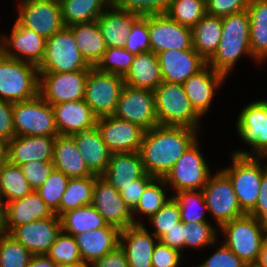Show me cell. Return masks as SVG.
<instances>
[{
	"label": "cell",
	"instance_id": "6da1fadb",
	"mask_svg": "<svg viewBox=\"0 0 267 267\" xmlns=\"http://www.w3.org/2000/svg\"><path fill=\"white\" fill-rule=\"evenodd\" d=\"M197 133L188 127L164 125L145 131L139 154L146 173L163 178L197 140Z\"/></svg>",
	"mask_w": 267,
	"mask_h": 267
},
{
	"label": "cell",
	"instance_id": "7a4b0ae2",
	"mask_svg": "<svg viewBox=\"0 0 267 267\" xmlns=\"http://www.w3.org/2000/svg\"><path fill=\"white\" fill-rule=\"evenodd\" d=\"M243 54L257 62L250 48V19L247 10L222 17L221 40L207 64L228 77Z\"/></svg>",
	"mask_w": 267,
	"mask_h": 267
},
{
	"label": "cell",
	"instance_id": "3957f363",
	"mask_svg": "<svg viewBox=\"0 0 267 267\" xmlns=\"http://www.w3.org/2000/svg\"><path fill=\"white\" fill-rule=\"evenodd\" d=\"M153 92L159 125L200 130L198 128L202 117L191 106L183 84L163 81Z\"/></svg>",
	"mask_w": 267,
	"mask_h": 267
},
{
	"label": "cell",
	"instance_id": "277c9868",
	"mask_svg": "<svg viewBox=\"0 0 267 267\" xmlns=\"http://www.w3.org/2000/svg\"><path fill=\"white\" fill-rule=\"evenodd\" d=\"M38 94L37 65L6 57L0 51V99L15 103L33 99Z\"/></svg>",
	"mask_w": 267,
	"mask_h": 267
},
{
	"label": "cell",
	"instance_id": "5b68a950",
	"mask_svg": "<svg viewBox=\"0 0 267 267\" xmlns=\"http://www.w3.org/2000/svg\"><path fill=\"white\" fill-rule=\"evenodd\" d=\"M219 229L226 236L223 243L244 263L253 267L258 261L267 234L256 217L245 214L223 224Z\"/></svg>",
	"mask_w": 267,
	"mask_h": 267
},
{
	"label": "cell",
	"instance_id": "8992f818",
	"mask_svg": "<svg viewBox=\"0 0 267 267\" xmlns=\"http://www.w3.org/2000/svg\"><path fill=\"white\" fill-rule=\"evenodd\" d=\"M91 67L77 48L72 31L66 26L46 39L43 58L37 65L38 73H69Z\"/></svg>",
	"mask_w": 267,
	"mask_h": 267
},
{
	"label": "cell",
	"instance_id": "52a82bcc",
	"mask_svg": "<svg viewBox=\"0 0 267 267\" xmlns=\"http://www.w3.org/2000/svg\"><path fill=\"white\" fill-rule=\"evenodd\" d=\"M262 159L232 154L231 166L222 169L229 176L241 209L246 214L256 205L261 180L267 171V164L262 166Z\"/></svg>",
	"mask_w": 267,
	"mask_h": 267
},
{
	"label": "cell",
	"instance_id": "ba28073f",
	"mask_svg": "<svg viewBox=\"0 0 267 267\" xmlns=\"http://www.w3.org/2000/svg\"><path fill=\"white\" fill-rule=\"evenodd\" d=\"M13 126L15 136L59 135L53 108L39 94L13 103Z\"/></svg>",
	"mask_w": 267,
	"mask_h": 267
},
{
	"label": "cell",
	"instance_id": "9c48e42d",
	"mask_svg": "<svg viewBox=\"0 0 267 267\" xmlns=\"http://www.w3.org/2000/svg\"><path fill=\"white\" fill-rule=\"evenodd\" d=\"M198 139L178 158L162 178L175 192L203 190L210 178V168L200 152Z\"/></svg>",
	"mask_w": 267,
	"mask_h": 267
},
{
	"label": "cell",
	"instance_id": "30bf717a",
	"mask_svg": "<svg viewBox=\"0 0 267 267\" xmlns=\"http://www.w3.org/2000/svg\"><path fill=\"white\" fill-rule=\"evenodd\" d=\"M215 172L207 180L202 192L207 211L213 216L216 225L221 227L246 213L241 209L229 176L222 169Z\"/></svg>",
	"mask_w": 267,
	"mask_h": 267
},
{
	"label": "cell",
	"instance_id": "8fae6325",
	"mask_svg": "<svg viewBox=\"0 0 267 267\" xmlns=\"http://www.w3.org/2000/svg\"><path fill=\"white\" fill-rule=\"evenodd\" d=\"M236 122L237 133L251 151L238 150L232 154L267 158V100L244 106Z\"/></svg>",
	"mask_w": 267,
	"mask_h": 267
},
{
	"label": "cell",
	"instance_id": "7c38bea8",
	"mask_svg": "<svg viewBox=\"0 0 267 267\" xmlns=\"http://www.w3.org/2000/svg\"><path fill=\"white\" fill-rule=\"evenodd\" d=\"M124 85L123 76L91 67L86 80L84 100L98 118L111 116Z\"/></svg>",
	"mask_w": 267,
	"mask_h": 267
},
{
	"label": "cell",
	"instance_id": "4fadbf2b",
	"mask_svg": "<svg viewBox=\"0 0 267 267\" xmlns=\"http://www.w3.org/2000/svg\"><path fill=\"white\" fill-rule=\"evenodd\" d=\"M16 21L48 39L63 27L59 0H21Z\"/></svg>",
	"mask_w": 267,
	"mask_h": 267
},
{
	"label": "cell",
	"instance_id": "5bb4252c",
	"mask_svg": "<svg viewBox=\"0 0 267 267\" xmlns=\"http://www.w3.org/2000/svg\"><path fill=\"white\" fill-rule=\"evenodd\" d=\"M113 116L150 130L159 125L154 92L149 89L123 86Z\"/></svg>",
	"mask_w": 267,
	"mask_h": 267
},
{
	"label": "cell",
	"instance_id": "9a60e30c",
	"mask_svg": "<svg viewBox=\"0 0 267 267\" xmlns=\"http://www.w3.org/2000/svg\"><path fill=\"white\" fill-rule=\"evenodd\" d=\"M89 70L39 73V95L51 106L84 99Z\"/></svg>",
	"mask_w": 267,
	"mask_h": 267
},
{
	"label": "cell",
	"instance_id": "2e32d148",
	"mask_svg": "<svg viewBox=\"0 0 267 267\" xmlns=\"http://www.w3.org/2000/svg\"><path fill=\"white\" fill-rule=\"evenodd\" d=\"M149 40L155 54L193 48L192 28L179 24L166 13L149 15Z\"/></svg>",
	"mask_w": 267,
	"mask_h": 267
},
{
	"label": "cell",
	"instance_id": "e0dca14e",
	"mask_svg": "<svg viewBox=\"0 0 267 267\" xmlns=\"http://www.w3.org/2000/svg\"><path fill=\"white\" fill-rule=\"evenodd\" d=\"M96 128L111 153L139 152L146 131L113 115L98 118Z\"/></svg>",
	"mask_w": 267,
	"mask_h": 267
},
{
	"label": "cell",
	"instance_id": "ac0fdd59",
	"mask_svg": "<svg viewBox=\"0 0 267 267\" xmlns=\"http://www.w3.org/2000/svg\"><path fill=\"white\" fill-rule=\"evenodd\" d=\"M46 39L34 30L21 26L17 21L11 34L0 36V51L9 58L38 65L44 55ZM14 50V51H12Z\"/></svg>",
	"mask_w": 267,
	"mask_h": 267
},
{
	"label": "cell",
	"instance_id": "d6986e66",
	"mask_svg": "<svg viewBox=\"0 0 267 267\" xmlns=\"http://www.w3.org/2000/svg\"><path fill=\"white\" fill-rule=\"evenodd\" d=\"M91 205L108 224L120 230L135 225L132 211L122 199L120 192L101 176L95 180Z\"/></svg>",
	"mask_w": 267,
	"mask_h": 267
},
{
	"label": "cell",
	"instance_id": "ffe728a7",
	"mask_svg": "<svg viewBox=\"0 0 267 267\" xmlns=\"http://www.w3.org/2000/svg\"><path fill=\"white\" fill-rule=\"evenodd\" d=\"M62 231L61 218L56 214L15 227L9 234L32 255H46Z\"/></svg>",
	"mask_w": 267,
	"mask_h": 267
},
{
	"label": "cell",
	"instance_id": "44dd1931",
	"mask_svg": "<svg viewBox=\"0 0 267 267\" xmlns=\"http://www.w3.org/2000/svg\"><path fill=\"white\" fill-rule=\"evenodd\" d=\"M164 82L183 84L207 62L193 49L168 50L157 54Z\"/></svg>",
	"mask_w": 267,
	"mask_h": 267
},
{
	"label": "cell",
	"instance_id": "7402d4cb",
	"mask_svg": "<svg viewBox=\"0 0 267 267\" xmlns=\"http://www.w3.org/2000/svg\"><path fill=\"white\" fill-rule=\"evenodd\" d=\"M158 241L144 224H135L122 229L119 246L125 252L128 267H152L151 258Z\"/></svg>",
	"mask_w": 267,
	"mask_h": 267
},
{
	"label": "cell",
	"instance_id": "603a6c76",
	"mask_svg": "<svg viewBox=\"0 0 267 267\" xmlns=\"http://www.w3.org/2000/svg\"><path fill=\"white\" fill-rule=\"evenodd\" d=\"M226 76L214 71L208 64L198 73L192 75L183 83V87L191 106L200 115H205Z\"/></svg>",
	"mask_w": 267,
	"mask_h": 267
},
{
	"label": "cell",
	"instance_id": "cb8c5ba5",
	"mask_svg": "<svg viewBox=\"0 0 267 267\" xmlns=\"http://www.w3.org/2000/svg\"><path fill=\"white\" fill-rule=\"evenodd\" d=\"M56 136H15L7 142V161L21 166L32 161H52Z\"/></svg>",
	"mask_w": 267,
	"mask_h": 267
},
{
	"label": "cell",
	"instance_id": "d4e9b609",
	"mask_svg": "<svg viewBox=\"0 0 267 267\" xmlns=\"http://www.w3.org/2000/svg\"><path fill=\"white\" fill-rule=\"evenodd\" d=\"M59 135H72L96 126L98 117L84 99L52 105Z\"/></svg>",
	"mask_w": 267,
	"mask_h": 267
},
{
	"label": "cell",
	"instance_id": "484cf974",
	"mask_svg": "<svg viewBox=\"0 0 267 267\" xmlns=\"http://www.w3.org/2000/svg\"><path fill=\"white\" fill-rule=\"evenodd\" d=\"M120 229L108 224L106 227L74 235L82 261L93 263L119 245Z\"/></svg>",
	"mask_w": 267,
	"mask_h": 267
},
{
	"label": "cell",
	"instance_id": "4316f807",
	"mask_svg": "<svg viewBox=\"0 0 267 267\" xmlns=\"http://www.w3.org/2000/svg\"><path fill=\"white\" fill-rule=\"evenodd\" d=\"M146 174L139 152L112 153L105 172L101 175L117 191Z\"/></svg>",
	"mask_w": 267,
	"mask_h": 267
},
{
	"label": "cell",
	"instance_id": "83f0119b",
	"mask_svg": "<svg viewBox=\"0 0 267 267\" xmlns=\"http://www.w3.org/2000/svg\"><path fill=\"white\" fill-rule=\"evenodd\" d=\"M53 214L36 190H33L20 199L6 203V233L17 226L45 219Z\"/></svg>",
	"mask_w": 267,
	"mask_h": 267
},
{
	"label": "cell",
	"instance_id": "f1b7e54d",
	"mask_svg": "<svg viewBox=\"0 0 267 267\" xmlns=\"http://www.w3.org/2000/svg\"><path fill=\"white\" fill-rule=\"evenodd\" d=\"M52 161L55 169L63 172L69 178L97 176L88 169L85 160L71 135L56 136Z\"/></svg>",
	"mask_w": 267,
	"mask_h": 267
},
{
	"label": "cell",
	"instance_id": "f546056e",
	"mask_svg": "<svg viewBox=\"0 0 267 267\" xmlns=\"http://www.w3.org/2000/svg\"><path fill=\"white\" fill-rule=\"evenodd\" d=\"M139 17L118 9L113 3L96 19L107 48L124 47L133 22Z\"/></svg>",
	"mask_w": 267,
	"mask_h": 267
},
{
	"label": "cell",
	"instance_id": "4dcf8cb0",
	"mask_svg": "<svg viewBox=\"0 0 267 267\" xmlns=\"http://www.w3.org/2000/svg\"><path fill=\"white\" fill-rule=\"evenodd\" d=\"M71 136L74 138L88 169L94 175L101 176L109 164L112 153L103 142L96 126Z\"/></svg>",
	"mask_w": 267,
	"mask_h": 267
},
{
	"label": "cell",
	"instance_id": "1f68e13d",
	"mask_svg": "<svg viewBox=\"0 0 267 267\" xmlns=\"http://www.w3.org/2000/svg\"><path fill=\"white\" fill-rule=\"evenodd\" d=\"M124 82L132 88L154 91L163 82L157 54L151 50L136 54Z\"/></svg>",
	"mask_w": 267,
	"mask_h": 267
},
{
	"label": "cell",
	"instance_id": "d6a6232c",
	"mask_svg": "<svg viewBox=\"0 0 267 267\" xmlns=\"http://www.w3.org/2000/svg\"><path fill=\"white\" fill-rule=\"evenodd\" d=\"M68 28L72 31L83 58L90 66L95 67L107 48L97 21L77 23Z\"/></svg>",
	"mask_w": 267,
	"mask_h": 267
},
{
	"label": "cell",
	"instance_id": "836d02e7",
	"mask_svg": "<svg viewBox=\"0 0 267 267\" xmlns=\"http://www.w3.org/2000/svg\"><path fill=\"white\" fill-rule=\"evenodd\" d=\"M250 48L258 62L267 59V0H249Z\"/></svg>",
	"mask_w": 267,
	"mask_h": 267
},
{
	"label": "cell",
	"instance_id": "e575fe53",
	"mask_svg": "<svg viewBox=\"0 0 267 267\" xmlns=\"http://www.w3.org/2000/svg\"><path fill=\"white\" fill-rule=\"evenodd\" d=\"M222 36V17L206 14L193 28V49L207 62Z\"/></svg>",
	"mask_w": 267,
	"mask_h": 267
},
{
	"label": "cell",
	"instance_id": "d590c367",
	"mask_svg": "<svg viewBox=\"0 0 267 267\" xmlns=\"http://www.w3.org/2000/svg\"><path fill=\"white\" fill-rule=\"evenodd\" d=\"M62 21L69 27L77 23L96 21L112 4L111 0H59Z\"/></svg>",
	"mask_w": 267,
	"mask_h": 267
},
{
	"label": "cell",
	"instance_id": "8d00e7d4",
	"mask_svg": "<svg viewBox=\"0 0 267 267\" xmlns=\"http://www.w3.org/2000/svg\"><path fill=\"white\" fill-rule=\"evenodd\" d=\"M60 218L62 231L72 236L108 225L91 204L68 211Z\"/></svg>",
	"mask_w": 267,
	"mask_h": 267
},
{
	"label": "cell",
	"instance_id": "74e56055",
	"mask_svg": "<svg viewBox=\"0 0 267 267\" xmlns=\"http://www.w3.org/2000/svg\"><path fill=\"white\" fill-rule=\"evenodd\" d=\"M97 177L69 178L59 204V217L68 211L92 203L93 188Z\"/></svg>",
	"mask_w": 267,
	"mask_h": 267
},
{
	"label": "cell",
	"instance_id": "f35d334b",
	"mask_svg": "<svg viewBox=\"0 0 267 267\" xmlns=\"http://www.w3.org/2000/svg\"><path fill=\"white\" fill-rule=\"evenodd\" d=\"M32 191L20 166L8 161L0 166V197L6 199L5 203L20 199Z\"/></svg>",
	"mask_w": 267,
	"mask_h": 267
},
{
	"label": "cell",
	"instance_id": "ab89813d",
	"mask_svg": "<svg viewBox=\"0 0 267 267\" xmlns=\"http://www.w3.org/2000/svg\"><path fill=\"white\" fill-rule=\"evenodd\" d=\"M168 187L165 181L162 178H155L144 190L140 201L136 208L132 211L133 219L135 224H142L136 218L137 213H140L145 216L147 215L148 219L156 214L172 196H167L166 190L164 188Z\"/></svg>",
	"mask_w": 267,
	"mask_h": 267
},
{
	"label": "cell",
	"instance_id": "60d3db41",
	"mask_svg": "<svg viewBox=\"0 0 267 267\" xmlns=\"http://www.w3.org/2000/svg\"><path fill=\"white\" fill-rule=\"evenodd\" d=\"M174 193L172 196L179 203L180 216L183 223L209 222L204 217L207 206L202 190L179 191Z\"/></svg>",
	"mask_w": 267,
	"mask_h": 267
},
{
	"label": "cell",
	"instance_id": "b9f144b4",
	"mask_svg": "<svg viewBox=\"0 0 267 267\" xmlns=\"http://www.w3.org/2000/svg\"><path fill=\"white\" fill-rule=\"evenodd\" d=\"M166 14L179 24L193 28L207 14L206 0H171Z\"/></svg>",
	"mask_w": 267,
	"mask_h": 267
},
{
	"label": "cell",
	"instance_id": "7bdbcfd3",
	"mask_svg": "<svg viewBox=\"0 0 267 267\" xmlns=\"http://www.w3.org/2000/svg\"><path fill=\"white\" fill-rule=\"evenodd\" d=\"M69 177L54 169L44 183L36 190L51 211L59 216V204L64 194Z\"/></svg>",
	"mask_w": 267,
	"mask_h": 267
},
{
	"label": "cell",
	"instance_id": "ee69618b",
	"mask_svg": "<svg viewBox=\"0 0 267 267\" xmlns=\"http://www.w3.org/2000/svg\"><path fill=\"white\" fill-rule=\"evenodd\" d=\"M33 255L9 233L0 235V267H26Z\"/></svg>",
	"mask_w": 267,
	"mask_h": 267
},
{
	"label": "cell",
	"instance_id": "f6af8a7d",
	"mask_svg": "<svg viewBox=\"0 0 267 267\" xmlns=\"http://www.w3.org/2000/svg\"><path fill=\"white\" fill-rule=\"evenodd\" d=\"M57 265L77 264L82 261L74 236L61 231L46 254Z\"/></svg>",
	"mask_w": 267,
	"mask_h": 267
},
{
	"label": "cell",
	"instance_id": "bcb514c9",
	"mask_svg": "<svg viewBox=\"0 0 267 267\" xmlns=\"http://www.w3.org/2000/svg\"><path fill=\"white\" fill-rule=\"evenodd\" d=\"M217 228L209 222L183 223L184 248L196 249L208 247L217 243Z\"/></svg>",
	"mask_w": 267,
	"mask_h": 267
},
{
	"label": "cell",
	"instance_id": "7dc6e473",
	"mask_svg": "<svg viewBox=\"0 0 267 267\" xmlns=\"http://www.w3.org/2000/svg\"><path fill=\"white\" fill-rule=\"evenodd\" d=\"M135 55L124 47L106 48L103 58L95 66L101 72L125 76L130 70Z\"/></svg>",
	"mask_w": 267,
	"mask_h": 267
},
{
	"label": "cell",
	"instance_id": "c3c4849f",
	"mask_svg": "<svg viewBox=\"0 0 267 267\" xmlns=\"http://www.w3.org/2000/svg\"><path fill=\"white\" fill-rule=\"evenodd\" d=\"M148 221H150V224L154 228L153 235L160 240L168 230L175 227V224L181 222L179 203L172 196Z\"/></svg>",
	"mask_w": 267,
	"mask_h": 267
},
{
	"label": "cell",
	"instance_id": "681fc988",
	"mask_svg": "<svg viewBox=\"0 0 267 267\" xmlns=\"http://www.w3.org/2000/svg\"><path fill=\"white\" fill-rule=\"evenodd\" d=\"M124 48L134 55L151 50L149 40V15L139 16L132 24Z\"/></svg>",
	"mask_w": 267,
	"mask_h": 267
},
{
	"label": "cell",
	"instance_id": "f907efd6",
	"mask_svg": "<svg viewBox=\"0 0 267 267\" xmlns=\"http://www.w3.org/2000/svg\"><path fill=\"white\" fill-rule=\"evenodd\" d=\"M112 3L120 10L148 16L166 13L171 0H114Z\"/></svg>",
	"mask_w": 267,
	"mask_h": 267
},
{
	"label": "cell",
	"instance_id": "816d5d0a",
	"mask_svg": "<svg viewBox=\"0 0 267 267\" xmlns=\"http://www.w3.org/2000/svg\"><path fill=\"white\" fill-rule=\"evenodd\" d=\"M27 182L37 190L55 169L53 161H32L20 166Z\"/></svg>",
	"mask_w": 267,
	"mask_h": 267
},
{
	"label": "cell",
	"instance_id": "f5cc1de1",
	"mask_svg": "<svg viewBox=\"0 0 267 267\" xmlns=\"http://www.w3.org/2000/svg\"><path fill=\"white\" fill-rule=\"evenodd\" d=\"M196 267H249L238 258L224 243L203 263Z\"/></svg>",
	"mask_w": 267,
	"mask_h": 267
},
{
	"label": "cell",
	"instance_id": "db71d44e",
	"mask_svg": "<svg viewBox=\"0 0 267 267\" xmlns=\"http://www.w3.org/2000/svg\"><path fill=\"white\" fill-rule=\"evenodd\" d=\"M249 0H206V13L224 17L247 10Z\"/></svg>",
	"mask_w": 267,
	"mask_h": 267
},
{
	"label": "cell",
	"instance_id": "11a10c76",
	"mask_svg": "<svg viewBox=\"0 0 267 267\" xmlns=\"http://www.w3.org/2000/svg\"><path fill=\"white\" fill-rule=\"evenodd\" d=\"M181 255L182 253L178 250L163 244L159 240L152 254V267H178L181 265Z\"/></svg>",
	"mask_w": 267,
	"mask_h": 267
},
{
	"label": "cell",
	"instance_id": "9f6ffc18",
	"mask_svg": "<svg viewBox=\"0 0 267 267\" xmlns=\"http://www.w3.org/2000/svg\"><path fill=\"white\" fill-rule=\"evenodd\" d=\"M155 179L154 176L146 173L138 180H134L131 185L123 187L120 195L126 205L133 211L138 205L145 188Z\"/></svg>",
	"mask_w": 267,
	"mask_h": 267
},
{
	"label": "cell",
	"instance_id": "6f0895ef",
	"mask_svg": "<svg viewBox=\"0 0 267 267\" xmlns=\"http://www.w3.org/2000/svg\"><path fill=\"white\" fill-rule=\"evenodd\" d=\"M0 137L7 142L15 137L13 103L0 99Z\"/></svg>",
	"mask_w": 267,
	"mask_h": 267
},
{
	"label": "cell",
	"instance_id": "680465c9",
	"mask_svg": "<svg viewBox=\"0 0 267 267\" xmlns=\"http://www.w3.org/2000/svg\"><path fill=\"white\" fill-rule=\"evenodd\" d=\"M92 267H128L124 250L118 245L101 259L92 263Z\"/></svg>",
	"mask_w": 267,
	"mask_h": 267
},
{
	"label": "cell",
	"instance_id": "91938a15",
	"mask_svg": "<svg viewBox=\"0 0 267 267\" xmlns=\"http://www.w3.org/2000/svg\"><path fill=\"white\" fill-rule=\"evenodd\" d=\"M184 234H183V222L175 224V227L168 230V232L160 239V241L182 253L184 250Z\"/></svg>",
	"mask_w": 267,
	"mask_h": 267
},
{
	"label": "cell",
	"instance_id": "94428289",
	"mask_svg": "<svg viewBox=\"0 0 267 267\" xmlns=\"http://www.w3.org/2000/svg\"><path fill=\"white\" fill-rule=\"evenodd\" d=\"M58 265L47 255H33L26 267H57Z\"/></svg>",
	"mask_w": 267,
	"mask_h": 267
},
{
	"label": "cell",
	"instance_id": "6125c7cd",
	"mask_svg": "<svg viewBox=\"0 0 267 267\" xmlns=\"http://www.w3.org/2000/svg\"><path fill=\"white\" fill-rule=\"evenodd\" d=\"M248 215L256 217L258 223L267 231V205H255Z\"/></svg>",
	"mask_w": 267,
	"mask_h": 267
},
{
	"label": "cell",
	"instance_id": "be15d7a7",
	"mask_svg": "<svg viewBox=\"0 0 267 267\" xmlns=\"http://www.w3.org/2000/svg\"><path fill=\"white\" fill-rule=\"evenodd\" d=\"M256 205H267V171L263 174Z\"/></svg>",
	"mask_w": 267,
	"mask_h": 267
},
{
	"label": "cell",
	"instance_id": "e7e4bbea",
	"mask_svg": "<svg viewBox=\"0 0 267 267\" xmlns=\"http://www.w3.org/2000/svg\"><path fill=\"white\" fill-rule=\"evenodd\" d=\"M253 267H267V234L263 240L258 261Z\"/></svg>",
	"mask_w": 267,
	"mask_h": 267
},
{
	"label": "cell",
	"instance_id": "03108f58",
	"mask_svg": "<svg viewBox=\"0 0 267 267\" xmlns=\"http://www.w3.org/2000/svg\"><path fill=\"white\" fill-rule=\"evenodd\" d=\"M6 203L0 197V235L6 233Z\"/></svg>",
	"mask_w": 267,
	"mask_h": 267
},
{
	"label": "cell",
	"instance_id": "003e7915",
	"mask_svg": "<svg viewBox=\"0 0 267 267\" xmlns=\"http://www.w3.org/2000/svg\"><path fill=\"white\" fill-rule=\"evenodd\" d=\"M7 161V141L0 137V166Z\"/></svg>",
	"mask_w": 267,
	"mask_h": 267
},
{
	"label": "cell",
	"instance_id": "a7ac6f4b",
	"mask_svg": "<svg viewBox=\"0 0 267 267\" xmlns=\"http://www.w3.org/2000/svg\"><path fill=\"white\" fill-rule=\"evenodd\" d=\"M57 267H92V263L81 261L77 264L58 265Z\"/></svg>",
	"mask_w": 267,
	"mask_h": 267
}]
</instances>
